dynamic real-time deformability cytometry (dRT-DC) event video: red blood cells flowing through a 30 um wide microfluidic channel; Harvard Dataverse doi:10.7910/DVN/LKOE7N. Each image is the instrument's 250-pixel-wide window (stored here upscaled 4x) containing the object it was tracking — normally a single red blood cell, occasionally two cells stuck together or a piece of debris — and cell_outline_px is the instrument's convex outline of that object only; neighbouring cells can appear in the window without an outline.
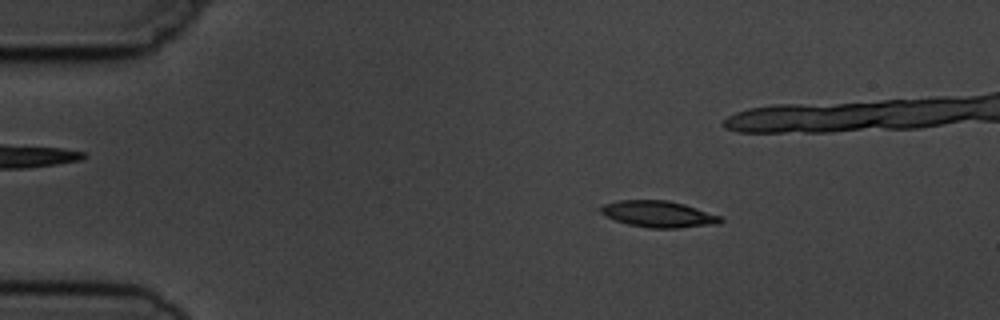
{"species": "common noctule bat (a hibernating species)", "species_latin": "Nyctalus noctula", "temperature_condition": "cold", "stored_images_in_passage": 5, "camera_frame_rate_fps": 3000, "um_per_image_px": 0.085, "animal": {"sex": "male", "body_mass_g": 19.5, "forearm_length_mm": 54.6}, "frame": {"image": 1, "passage_image": 1, "time_ms": 0.0, "image_size_px": [1000, 320], "cell_outline_px": [[724, 220], [720, 224], [676, 228], [648, 228], [628, 224], [604, 216], [600, 212], [600, 208], [604, 204], [620, 200], [668, 200], [684, 204], [720, 216]], "centroid_in_image_um": [55.97, 18.2], "position_along_channel_um": 29.0, "area_um2": 18.44}}